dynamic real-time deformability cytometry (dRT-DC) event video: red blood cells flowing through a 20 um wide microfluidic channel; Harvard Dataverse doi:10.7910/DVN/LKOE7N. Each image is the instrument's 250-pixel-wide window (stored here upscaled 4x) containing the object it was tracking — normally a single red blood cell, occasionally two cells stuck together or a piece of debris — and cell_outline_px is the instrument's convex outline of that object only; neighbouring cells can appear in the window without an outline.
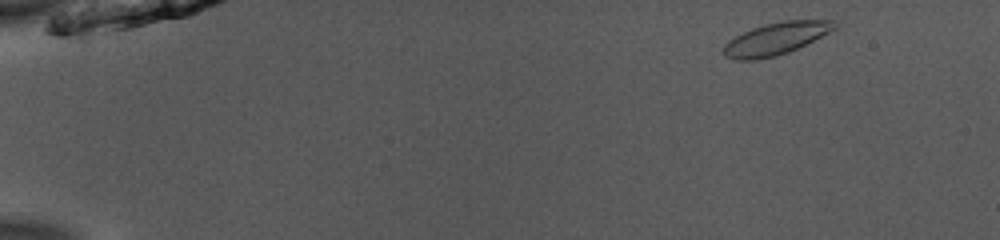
{"species": "common noctule bat (a hibernating species)", "species_latin": "Nyctalus noctula", "temperature_condition": "room temperature", "stored_images_in_passage": 48, "camera_frame_rate_fps": 3000, "um_per_image_px": 0.085, "animal": {"sex": "male", "body_mass_g": 13.0, "forearm_length_mm": 53.1}, "frame": {"image": 1, "passage_image": 2, "time_ms": 0.333, "image_size_px": [1000, 240], "cell_outline_px": [[840, 24], [836, 28], [788, 52], [776, 56], [756, 60], [736, 60], [724, 56], [720, 52], [724, 44], [728, 40], [752, 28], [764, 24], [784, 20], [836, 20]], "centroid_in_image_um": [65.9, 3.29], "position_along_channel_um": 19.1, "area_um2": 20.87}}
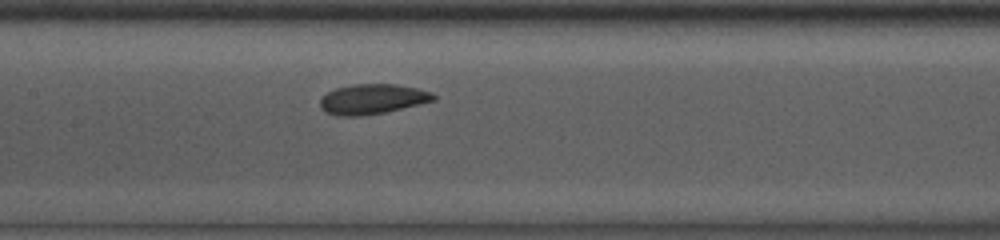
{"frame": {"image": 2, "passage_image": 23, "time_ms": 7.333, "image_size_px": [1000, 240], "cell_outline_px": [[436, 100], [384, 112], [360, 116], [336, 116], [324, 112], [320, 108], [320, 100], [328, 92], [336, 88], [352, 84], [396, 84], [420, 88], [432, 92], [436, 96]], "centroid_in_image_um": [31.65, 8.42], "position_along_channel_um": 175.7, "area_um2": 19.94}}
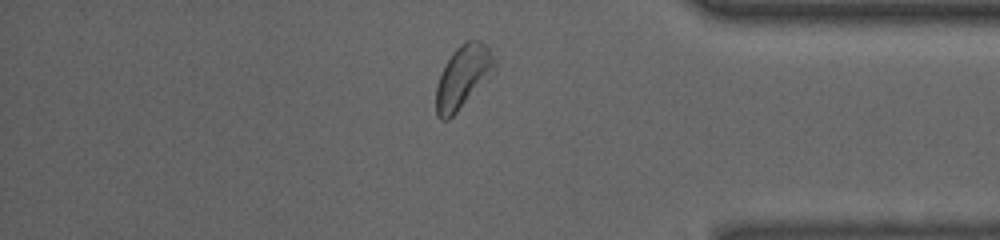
{"frame": {"image": 3, "passage_image": 41, "time_ms": 13.333, "image_size_px": [1000, 240], "cell_outline_px": [[496, 72], [448, 120], [440, 120], [436, 116], [436, 84], [452, 52], [464, 40], [480, 40], [488, 48], [496, 60]], "centroid_in_image_um": [39.37, 6.53], "position_along_channel_um": 395.8, "area_um2": 21.5}, "authors_computed_cell_mechanics": {"area_um2": 20.0855, "velocity_mm_per_s": 3.9307, "shape_relaxation_time_tau1_ms": 3.982, "shape_relaxation_time_tau2_ms": 1.8885, "deformation_change_tau1": 0.0983, "deformation_change_tau2": 0.0493}}